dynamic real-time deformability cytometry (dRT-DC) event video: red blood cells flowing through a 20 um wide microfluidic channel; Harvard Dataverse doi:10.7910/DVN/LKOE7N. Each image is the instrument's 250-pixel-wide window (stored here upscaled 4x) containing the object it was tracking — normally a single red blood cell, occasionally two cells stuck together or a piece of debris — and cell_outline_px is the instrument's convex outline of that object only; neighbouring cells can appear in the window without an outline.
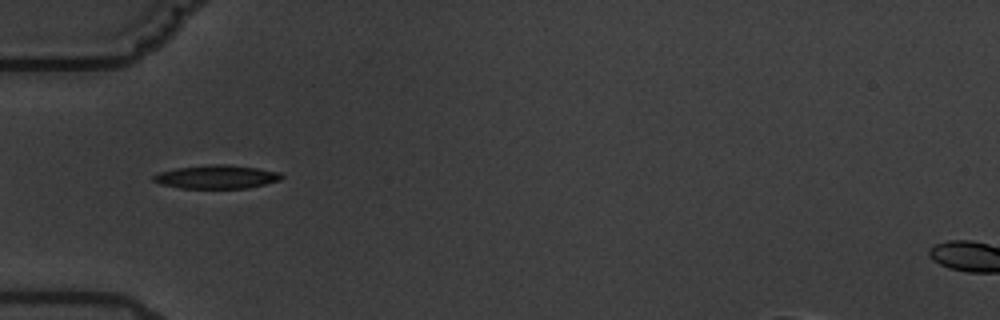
{"species": "common noctule bat (a hibernating species)", "species_latin": "Nyctalus noctula", "temperature_condition": "warm", "stored_images_in_passage": 8, "camera_frame_rate_fps": 3000, "um_per_image_px": 0.085, "animal": {"sex": "male", "body_mass_g": 19.5, "forearm_length_mm": 54.6}, "frame": {"image": 1, "passage_image": 1, "time_ms": 0.0, "image_size_px": [1000, 320], "cell_outline_px": [[284, 176], [280, 180], [248, 188], [180, 188], [160, 184], [152, 180], [152, 176], [160, 172], [176, 168], [212, 164], [228, 164], [256, 168], [280, 172]], "centroid_in_image_um": [18.4, 15.03], "position_along_channel_um": 66.6, "area_um2": 17.51}}
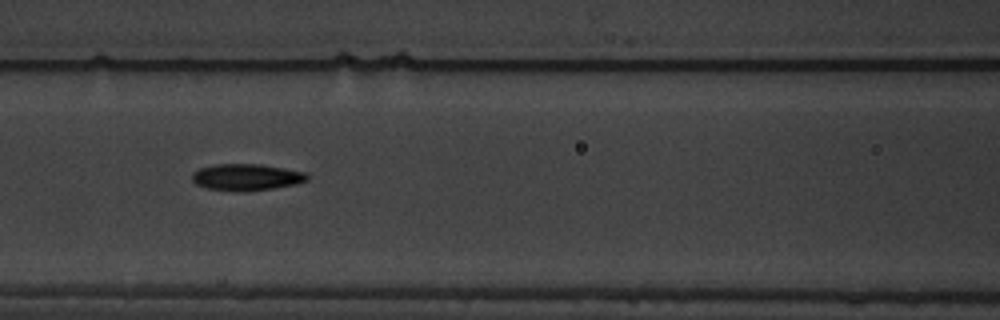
{"frame": {"image": 2, "passage_image": 3, "time_ms": 2.333, "image_size_px": [1000, 320], "cell_outline_px": [[308, 180], [296, 184], [272, 188], [240, 192], [208, 188], [196, 184], [192, 180], [192, 172], [200, 168], [216, 164], [260, 164], [308, 172]], "centroid_in_image_um": [20.96, 15.05], "position_along_channel_um": 145.6, "area_um2": 17.86}}
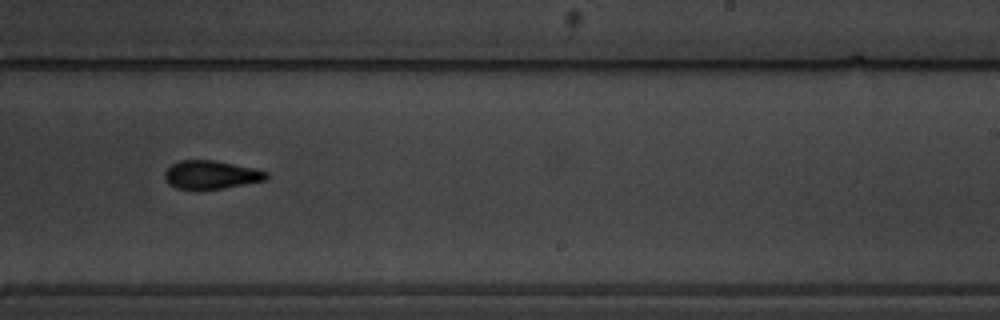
{"frame": {"image": 3, "passage_image": 6, "time_ms": 6.0, "image_size_px": [1000, 320], "cell_outline_px": [[268, 180], [224, 188], [200, 192], [196, 192], [176, 188], [168, 184], [164, 180], [164, 172], [172, 164], [180, 160], [212, 160], [256, 168], [268, 172]], "centroid_in_image_um": [17.92, 14.9], "position_along_channel_um": 271.1, "area_um2": 17.51}}